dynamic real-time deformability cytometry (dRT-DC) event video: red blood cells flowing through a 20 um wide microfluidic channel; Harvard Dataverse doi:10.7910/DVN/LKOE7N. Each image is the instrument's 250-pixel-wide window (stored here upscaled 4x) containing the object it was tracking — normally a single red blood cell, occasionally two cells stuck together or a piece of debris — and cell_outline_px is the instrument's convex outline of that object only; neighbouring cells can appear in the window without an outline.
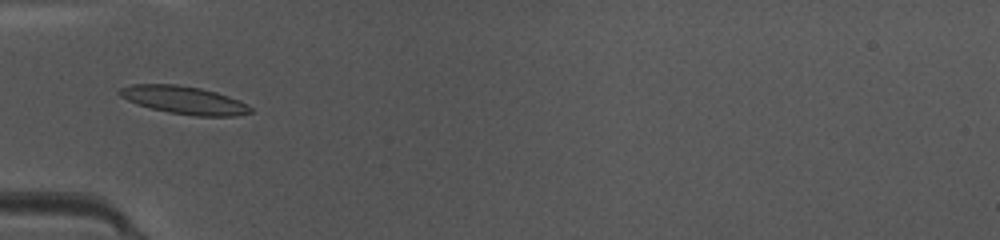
{"species": "common noctule bat (a hibernating species)", "species_latin": "Nyctalus noctula", "temperature_condition": "warm", "stored_images_in_passage": 40, "camera_frame_rate_fps": 3000, "um_per_image_px": 0.085, "animal": {"sex": "female", "body_mass_g": 10.0, "forearm_length_mm": 53.1}, "frame": {"image": 1, "passage_image": 8, "time_ms": 2.333, "image_size_px": [1000, 240], "cell_outline_px": [[252, 112], [236, 116], [196, 116], [168, 112], [136, 104], [120, 96], [116, 92], [120, 88], [132, 84], [176, 84], [200, 88], [216, 92], [228, 96], [248, 104], [252, 108]], "centroid_in_image_um": [15.64, 8.5], "position_along_channel_um": 69.4, "area_um2": 21.27}}
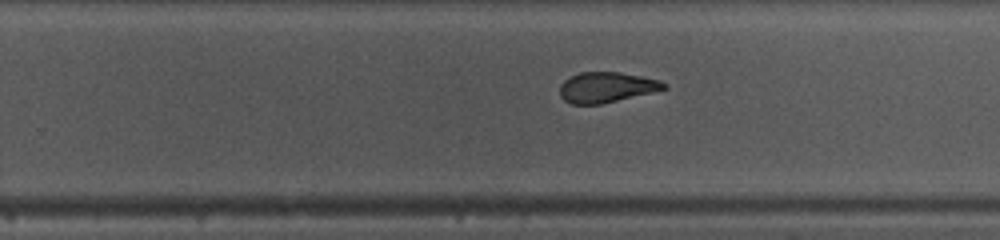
{"frame": {"image": 2, "passage_image": 23, "time_ms": 7.333, "image_size_px": [1000, 240], "cell_outline_px": [[668, 88], [652, 92], [600, 104], [572, 104], [564, 100], [560, 96], [560, 84], [564, 80], [580, 72], [620, 72], [660, 80], [668, 84]], "centroid_in_image_um": [51.55, 7.41], "position_along_channel_um": 278.3, "area_um2": 18.32}}
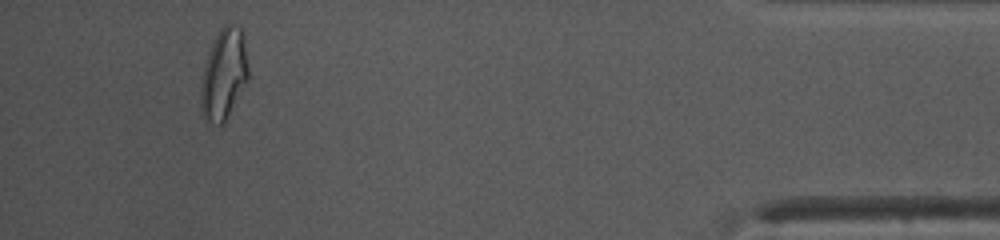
{"frame": {"image": 3, "passage_image": 37, "time_ms": 12.0, "image_size_px": [1000, 240], "cell_outline_px": [[248, 80], [224, 124], [220, 124], [208, 120], [204, 116], [200, 108], [200, 80], [204, 64], [208, 52], [220, 28], [224, 24], [228, 24], [240, 28], [244, 32], [248, 68]], "centroid_in_image_um": [19.02, 6.3], "position_along_channel_um": 416.2, "area_um2": 25.26}, "authors_computed_cell_mechanics": {"area_um2": 19.8254, "velocity_mm_per_s": 4.1664, "shape_relaxation_time_tau1_ms": 7.6415, "shape_relaxation_time_tau2_ms": 1.2253, "deformation_change_tau1": 0.209, "deformation_change_tau2": 0.0827}}